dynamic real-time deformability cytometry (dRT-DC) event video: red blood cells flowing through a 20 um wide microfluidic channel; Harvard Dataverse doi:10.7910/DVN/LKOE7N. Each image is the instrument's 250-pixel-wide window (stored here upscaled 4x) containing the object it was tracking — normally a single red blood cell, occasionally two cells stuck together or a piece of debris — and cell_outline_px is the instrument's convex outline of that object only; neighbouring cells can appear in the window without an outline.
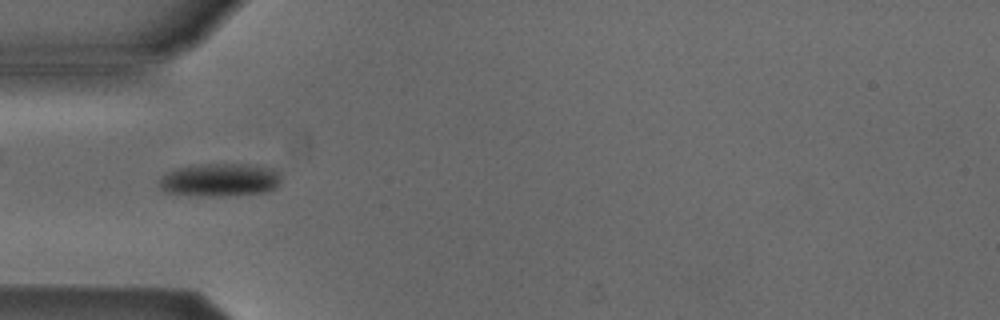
{"species": "Egyptian fruit bat (a non-hibernating species)", "species_latin": "Rousettus aegyptiacus", "temperature_condition": "cold", "stored_images_in_passage": 4, "camera_frame_rate_fps": 3000, "um_per_image_px": 0.085, "animal": {"sex": "male"}, "frame": {"image": 1, "passage_image": 3, "time_ms": 2.333, "image_size_px": [1000, 320], "cell_outline_px": [[280, 184], [276, 188], [264, 192], [224, 196], [188, 196], [164, 192], [160, 188], [160, 180], [168, 172], [176, 168], [208, 164], [244, 164], [272, 168], [280, 172]], "centroid_in_image_um": [18.7, 15.31], "position_along_channel_um": 66.3, "area_um2": 23.58}}